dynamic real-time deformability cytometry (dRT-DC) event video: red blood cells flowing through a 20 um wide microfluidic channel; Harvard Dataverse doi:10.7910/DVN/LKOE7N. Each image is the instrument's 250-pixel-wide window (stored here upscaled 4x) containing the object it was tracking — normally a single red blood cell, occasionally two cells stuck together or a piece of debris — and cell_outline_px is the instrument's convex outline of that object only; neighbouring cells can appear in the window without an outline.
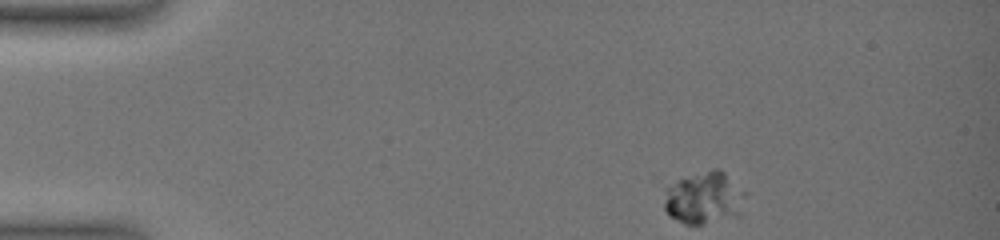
{"species": "common noctule bat (a hibernating species)", "species_latin": "Nyctalus noctula", "temperature_condition": "warm", "stored_images_in_passage": 14, "camera_frame_rate_fps": 3000, "um_per_image_px": 0.085, "animal": {"sex": "female", "body_mass_g": 19.0, "forearm_length_mm": 51.5}, "frame": {"image": 1, "passage_image": 1, "time_ms": 0.0, "image_size_px": [1000, 240], "cell_outline_px": [[748, 192], [740, 216], [704, 224], [684, 224], [672, 216], [664, 208], [664, 204], [668, 188], [680, 180], [712, 168], [720, 168]], "centroid_in_image_um": [59.97, 16.83], "position_along_channel_um": 25.0, "area_um2": 24.74}}
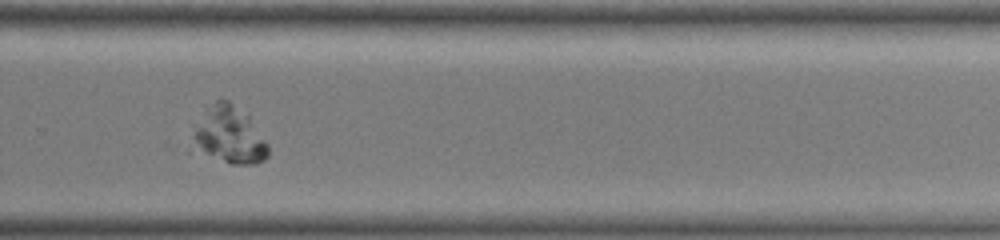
{"frame": {"image": 2, "passage_image": 10, "time_ms": 10.667, "image_size_px": [1000, 240], "cell_outline_px": [[268, 156], [264, 160], [256, 164], [232, 164], [196, 148], [196, 132], [212, 104], [220, 96], [228, 100], [248, 116], [268, 144]], "centroid_in_image_um": [19.62, 11.49], "position_along_channel_um": 310.2, "area_um2": 23.47}}
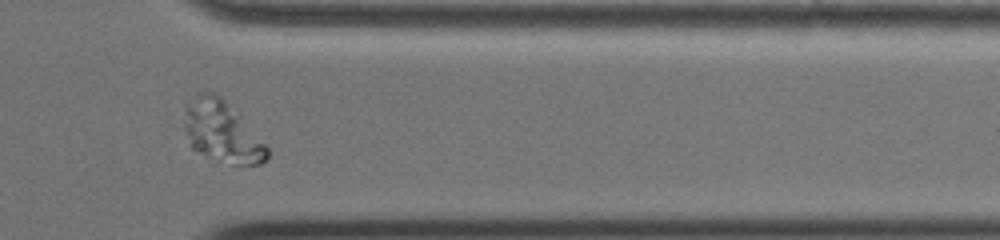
{"frame": {"image": 3, "passage_image": 12, "time_ms": 13.0, "image_size_px": [1000, 240], "cell_outline_px": [[268, 160], [260, 164], [236, 164], [216, 160], [192, 148], [188, 132], [188, 104], [200, 92], [216, 92], [224, 100], [268, 148]], "centroid_in_image_um": [18.92, 11.23], "position_along_channel_um": 392.5, "area_um2": 27.86}}